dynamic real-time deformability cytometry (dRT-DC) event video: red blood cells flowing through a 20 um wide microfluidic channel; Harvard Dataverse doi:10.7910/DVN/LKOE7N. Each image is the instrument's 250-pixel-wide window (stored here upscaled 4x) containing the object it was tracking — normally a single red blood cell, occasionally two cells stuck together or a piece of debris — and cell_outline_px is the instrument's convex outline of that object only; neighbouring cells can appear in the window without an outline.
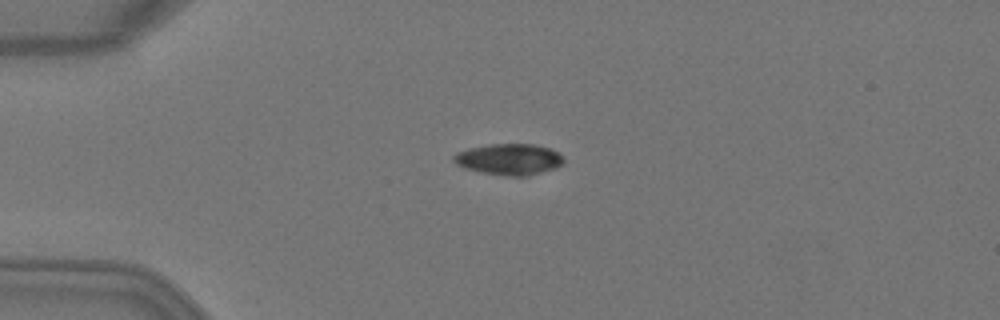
{"species": "Egyptian fruit bat (a non-hibernating species)", "species_latin": "Rousettus aegyptiacus", "temperature_condition": "warm", "stored_images_in_passage": 5, "camera_frame_rate_fps": 3000, "um_per_image_px": 0.085, "animal": {"sex": "female"}, "frame": {"image": 1, "passage_image": 4, "time_ms": 1.0, "image_size_px": [1000, 320], "cell_outline_px": [[564, 160], [560, 164], [552, 168], [528, 176], [508, 176], [480, 172], [464, 168], [456, 164], [452, 160], [452, 156], [456, 152], [468, 148], [492, 144], [536, 144], [552, 148], [560, 152]], "centroid_in_image_um": [43.24, 13.52], "position_along_channel_um": 41.8, "area_um2": 20.06}}